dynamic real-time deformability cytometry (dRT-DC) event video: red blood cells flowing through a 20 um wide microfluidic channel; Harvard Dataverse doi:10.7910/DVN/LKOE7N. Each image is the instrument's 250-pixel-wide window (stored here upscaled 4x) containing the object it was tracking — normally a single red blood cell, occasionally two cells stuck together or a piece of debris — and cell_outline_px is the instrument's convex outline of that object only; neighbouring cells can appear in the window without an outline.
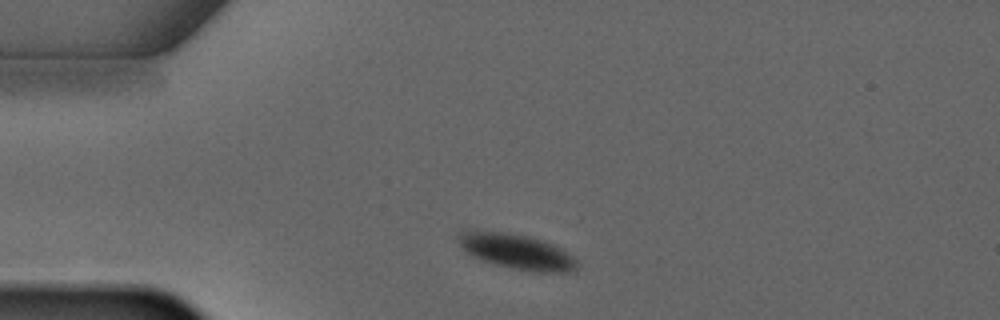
{"species": "common noctule bat (a hibernating species)", "species_latin": "Nyctalus noctula", "temperature_condition": "warm", "stored_images_in_passage": 3, "camera_frame_rate_fps": 3000, "um_per_image_px": 0.085, "animal": {"sex": "male", "forearm_length_mm": 52.5}, "frame": {"image": 1, "passage_image": 1, "time_ms": 0.0, "image_size_px": [1000, 320], "cell_outline_px": [[576, 272], [536, 272], [512, 268], [496, 264], [472, 256], [456, 240], [456, 232], [472, 228], [508, 232], [528, 236], [552, 244], [560, 248], [572, 256], [576, 260]], "centroid_in_image_um": [43.84, 21.34], "position_along_channel_um": 41.2, "area_um2": 24.57}}
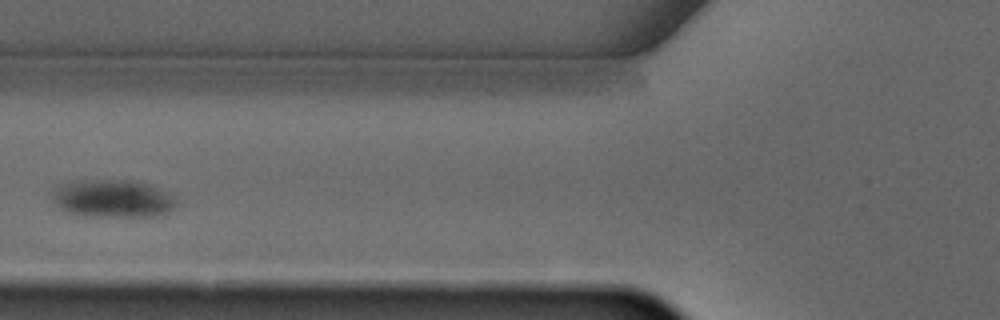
{"frame": {"image": 2, "passage_image": 3, "time_ms": 2.333, "image_size_px": [1000, 320], "cell_outline_px": [[176, 208], [152, 216], [84, 216], [68, 212], [60, 208], [56, 204], [52, 196], [52, 192], [56, 188], [64, 184], [76, 180], [140, 180], [152, 184], [172, 196], [176, 200]], "centroid_in_image_um": [9.59, 16.86], "position_along_channel_um": 116.2, "area_um2": 27.28}}